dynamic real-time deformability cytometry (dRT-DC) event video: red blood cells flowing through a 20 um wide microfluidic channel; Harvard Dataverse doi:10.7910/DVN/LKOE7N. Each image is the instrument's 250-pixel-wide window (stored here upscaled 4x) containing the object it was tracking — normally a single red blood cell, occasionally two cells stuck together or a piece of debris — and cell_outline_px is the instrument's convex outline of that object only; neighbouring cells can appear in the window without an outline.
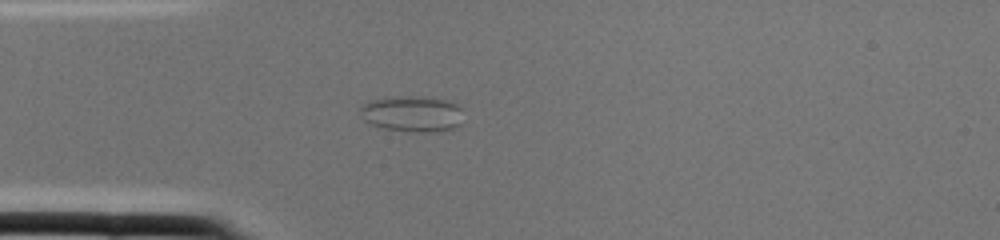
{"species": "common noctule bat (a hibernating species)", "species_latin": "Nyctalus noctula", "temperature_condition": "cold", "stored_images_in_passage": 1, "camera_frame_rate_fps": 3000, "um_per_image_px": 0.085, "animal": {"sex": "female", "body_mass_g": 22.0, "forearm_length_mm": 56.7}, "frame": {"image": 1, "passage_image": 1, "time_ms": 0.0, "image_size_px": [1000, 240], "cell_outline_px": [[460, 124], [456, 128], [440, 132], [412, 132], [384, 128], [372, 124], [364, 120], [360, 112], [360, 108], [368, 100], [408, 96], [412, 96], [452, 100], [460, 108]], "centroid_in_image_um": [35.06, 9.69], "position_along_channel_um": 49.9, "area_um2": 21.56}}